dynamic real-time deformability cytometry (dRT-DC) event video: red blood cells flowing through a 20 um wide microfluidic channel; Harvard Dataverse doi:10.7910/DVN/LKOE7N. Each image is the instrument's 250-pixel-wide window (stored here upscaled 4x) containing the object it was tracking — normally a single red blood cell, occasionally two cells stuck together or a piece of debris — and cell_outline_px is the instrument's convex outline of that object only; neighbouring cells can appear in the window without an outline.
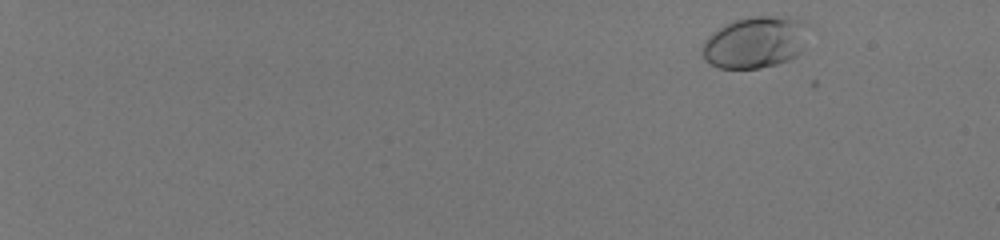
{"species": "human", "species_latin": "Homo sapiens", "temperature_condition": "room temperature", "stored_images_in_passage": 53, "camera_frame_rate_fps": 3000, "um_per_image_px": 0.085, "donor": {"sex": "male"}, "frame": {"image": 1, "passage_image": 3, "time_ms": 0.667, "image_size_px": [1000, 240], "cell_outline_px": [[808, 24], [804, 48], [796, 56], [788, 60], [776, 64], [760, 68], [720, 68], [708, 64], [704, 60], [700, 52], [700, 48], [704, 40], [712, 32], [736, 20], [756, 16], [768, 16], [800, 20]], "centroid_in_image_um": [64.15, 3.62], "position_along_channel_um": 20.8, "area_um2": 31.91}}
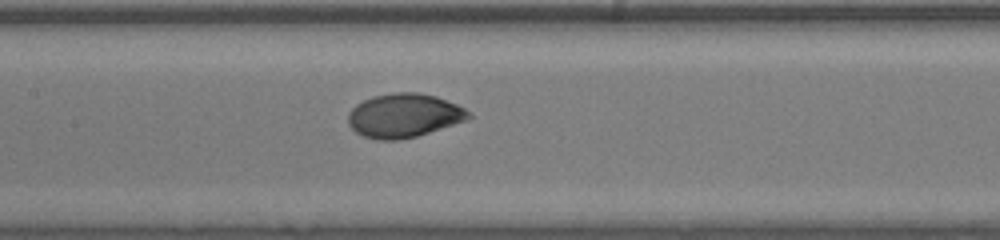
{"frame": {"image": 2, "passage_image": 30, "time_ms": 9.667, "image_size_px": [1000, 240], "cell_outline_px": [[472, 116], [468, 120], [416, 136], [396, 140], [376, 140], [364, 136], [356, 132], [348, 124], [348, 112], [356, 104], [372, 96], [392, 92], [420, 92], [436, 96], [456, 104], [472, 112]], "centroid_in_image_um": [34.34, 9.81], "position_along_channel_um": 173.1, "area_um2": 30.98}}
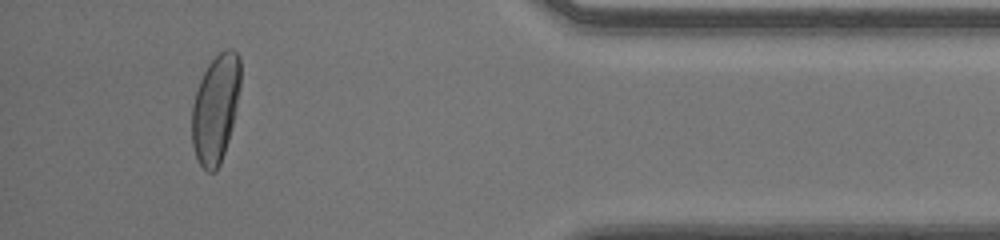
{"frame": {"image": 3, "passage_image": 50, "time_ms": 16.333, "image_size_px": [1000, 240], "cell_outline_px": [[240, 84], [232, 128], [220, 164], [212, 172], [208, 172], [196, 160], [192, 144], [192, 104], [200, 80], [208, 64], [220, 52], [228, 48], [232, 48], [240, 56]], "centroid_in_image_um": [18.31, 9.22], "position_along_channel_um": 416.9, "area_um2": 30.46}, "authors_computed_cell_mechanics": {"area_um2": 29.767, "velocity_mm_per_s": 4.0731, "shape_relaxation_time_tau1_ms": 2.4802, "shape_relaxation_time_tau2_ms": null, "deformation_change_tau1": 0.1602, "deformation_change_tau2": null}}